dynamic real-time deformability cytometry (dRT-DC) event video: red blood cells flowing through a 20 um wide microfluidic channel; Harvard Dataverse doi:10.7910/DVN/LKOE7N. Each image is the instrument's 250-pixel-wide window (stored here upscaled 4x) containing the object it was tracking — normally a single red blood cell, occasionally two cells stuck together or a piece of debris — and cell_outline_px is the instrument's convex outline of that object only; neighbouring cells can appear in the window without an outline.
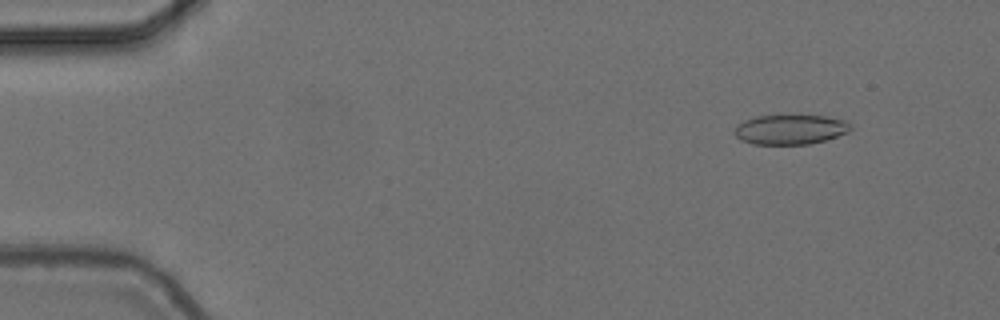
{"species": "common noctule bat (a hibernating species)", "species_latin": "Nyctalus noctula", "temperature_condition": "cold", "stored_images_in_passage": 56, "camera_frame_rate_fps": 3000, "um_per_image_px": 0.085, "animal": {"sex": "female", "body_mass_g": 24.6, "forearm_length_mm": 56.2}, "frame": {"image": 1, "passage_image": 6, "time_ms": 1.667, "image_size_px": [1000, 320], "cell_outline_px": [[852, 128], [848, 132], [824, 140], [808, 144], [752, 144], [740, 140], [732, 132], [736, 124], [744, 120], [756, 116], [792, 112], [824, 116], [848, 120]], "centroid_in_image_um": [67.14, 10.95], "position_along_channel_um": 17.9, "area_um2": 21.15}}
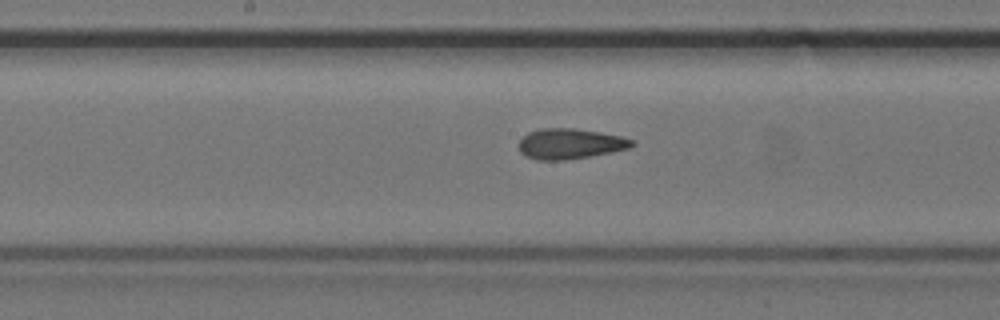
{"frame": {"image": 2, "passage_image": 29, "time_ms": 9.333, "image_size_px": [1000, 320], "cell_outline_px": [[636, 144], [628, 148], [612, 152], [564, 160], [536, 160], [524, 156], [520, 152], [520, 140], [528, 132], [540, 128], [576, 128], [600, 132], [620, 136], [632, 140]], "centroid_in_image_um": [48.43, 12.22], "position_along_channel_um": 199.8, "area_um2": 20.0}}
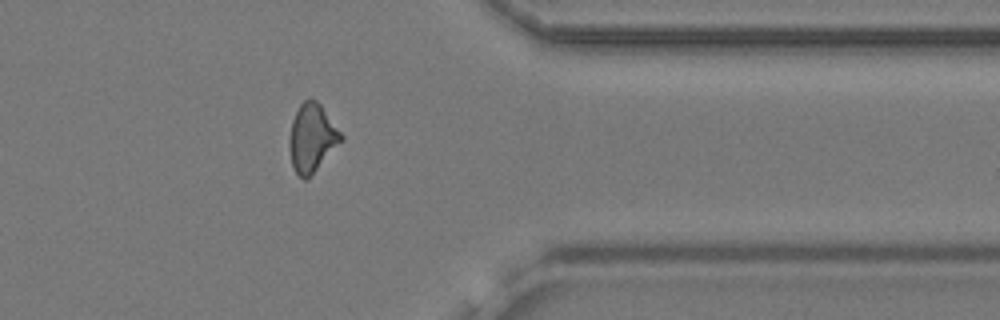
{"frame": {"image": 3, "passage_image": 45, "time_ms": 14.667, "image_size_px": [1000, 320], "cell_outline_px": [[344, 140], [308, 180], [304, 180], [296, 172], [292, 164], [288, 148], [288, 140], [292, 120], [300, 104], [308, 96], [316, 100], [320, 104], [344, 136]], "centroid_in_image_um": [26.52, 11.74], "position_along_channel_um": 384.9, "area_um2": 20.92}, "authors_computed_cell_mechanics": {"area_um2": 20.3745, "velocity_mm_per_s": 3.7121, "shape_relaxation_time_tau1_ms": 10.4261, "shape_relaxation_time_tau2_ms": 2.1305, "deformation_change_tau1": 0.1785, "deformation_change_tau2": 0.1114}}